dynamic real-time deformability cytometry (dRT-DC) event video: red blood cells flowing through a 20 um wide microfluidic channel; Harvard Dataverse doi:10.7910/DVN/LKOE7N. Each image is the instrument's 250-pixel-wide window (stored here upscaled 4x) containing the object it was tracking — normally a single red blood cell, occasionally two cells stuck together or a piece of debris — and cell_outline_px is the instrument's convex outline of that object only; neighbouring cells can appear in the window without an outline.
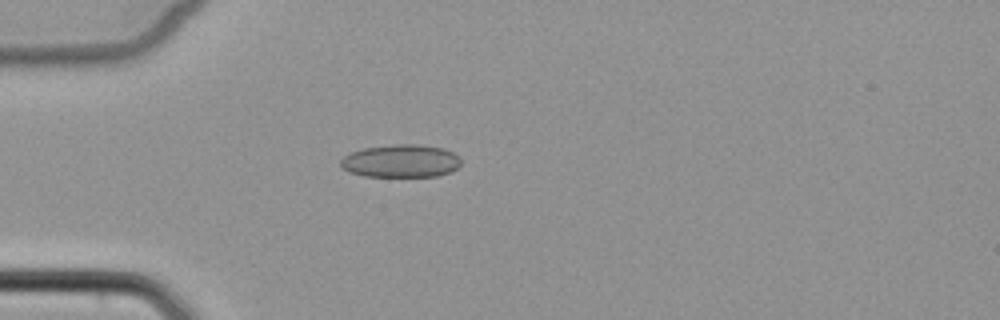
{"species": "common noctule bat (a hibernating species)", "species_latin": "Nyctalus noctula", "temperature_condition": "cold", "stored_images_in_passage": 5, "camera_frame_rate_fps": 3000, "um_per_image_px": 0.085, "animal": {"sex": "female", "body_mass_g": 22.7, "forearm_length_mm": 54.2}, "frame": {"image": 1, "passage_image": 4, "time_ms": 3.667, "image_size_px": [1000, 320], "cell_outline_px": [[460, 164], [456, 168], [440, 176], [364, 176], [348, 172], [340, 168], [340, 160], [344, 156], [352, 152], [364, 148], [392, 144], [416, 144], [444, 148], [460, 156]], "centroid_in_image_um": [34.05, 13.68], "position_along_channel_um": 51.0, "area_um2": 23.18}}